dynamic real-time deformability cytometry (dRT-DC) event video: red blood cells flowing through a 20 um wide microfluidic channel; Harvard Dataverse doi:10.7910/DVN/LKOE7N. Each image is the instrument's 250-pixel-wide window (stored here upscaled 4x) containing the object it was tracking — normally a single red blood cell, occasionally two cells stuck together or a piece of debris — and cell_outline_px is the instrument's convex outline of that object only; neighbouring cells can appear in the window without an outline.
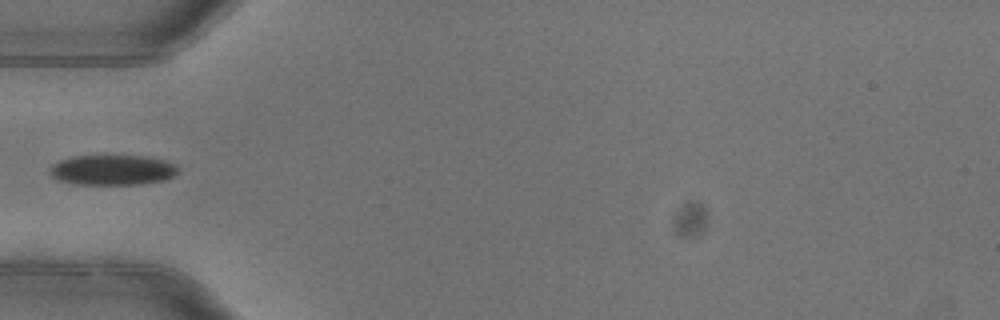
{"species": "common noctule bat (a hibernating species)", "species_latin": "Nyctalus noctula", "temperature_condition": "warm", "stored_images_in_passage": 6, "camera_frame_rate_fps": 3000, "um_per_image_px": 0.085, "animal": {"sex": "female"}, "frame": {"image": 1, "passage_image": 5, "time_ms": 1.333, "image_size_px": [1000, 320], "cell_outline_px": [[180, 172], [164, 180], [140, 184], [72, 184], [60, 180], [52, 176], [48, 172], [52, 164], [60, 160], [72, 156], [144, 156], [164, 160], [176, 164]], "centroid_in_image_um": [9.56, 14.45], "position_along_channel_um": 75.4, "area_um2": 22.6}}